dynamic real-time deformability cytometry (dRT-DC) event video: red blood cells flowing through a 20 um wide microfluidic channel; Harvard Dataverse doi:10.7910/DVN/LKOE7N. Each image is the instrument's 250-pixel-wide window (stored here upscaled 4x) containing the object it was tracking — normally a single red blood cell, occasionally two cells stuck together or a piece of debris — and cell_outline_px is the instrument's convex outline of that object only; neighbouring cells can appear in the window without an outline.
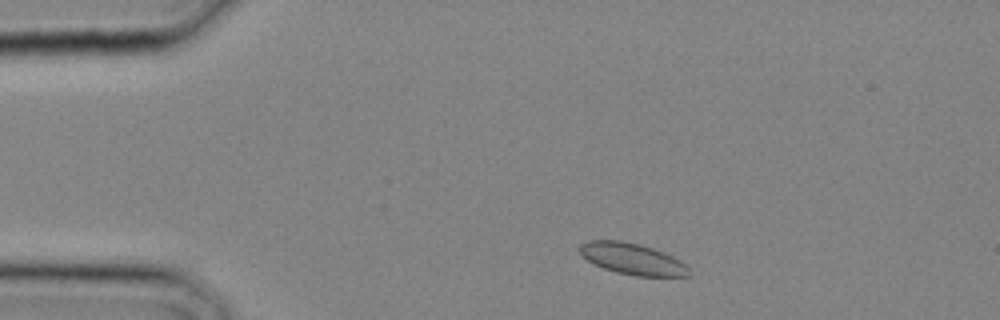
{"species": "common noctule bat (a hibernating species)", "species_latin": "Nyctalus noctula", "temperature_condition": "cold", "stored_images_in_passage": 12, "camera_frame_rate_fps": 3000, "um_per_image_px": 0.085, "animal": {"sex": "male", "body_mass_g": 20.4}, "frame": {"image": 1, "passage_image": 3, "time_ms": 0.667, "image_size_px": [1000, 320], "cell_outline_px": [[692, 276], [636, 276], [616, 272], [604, 268], [588, 260], [576, 248], [580, 244], [588, 240], [620, 240], [640, 244], [664, 252], [680, 260], [692, 272]], "centroid_in_image_um": [53.76, 22.0], "position_along_channel_um": 31.2, "area_um2": 20.0}}
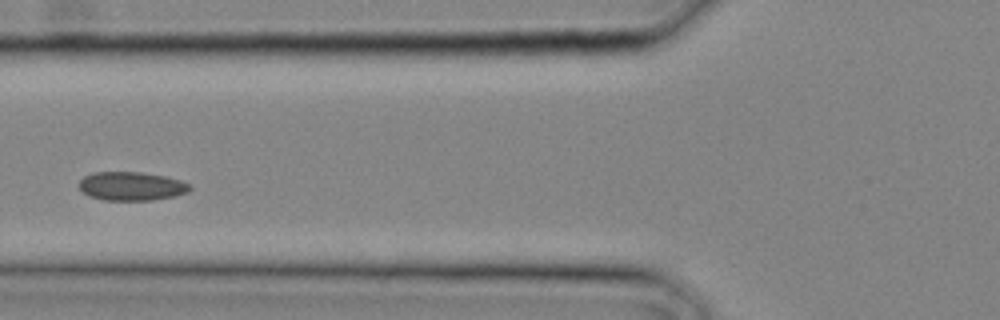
{"frame": {"image": 2, "passage_image": 9, "time_ms": 2.667, "image_size_px": [1000, 320], "cell_outline_px": [[192, 188], [188, 192], [176, 196], [152, 200], [104, 200], [88, 196], [80, 188], [80, 180], [84, 176], [92, 172], [140, 172], [164, 176], [180, 180], [192, 184]], "centroid_in_image_um": [11.2, 15.82], "position_along_channel_um": 114.6, "area_um2": 18.61}}